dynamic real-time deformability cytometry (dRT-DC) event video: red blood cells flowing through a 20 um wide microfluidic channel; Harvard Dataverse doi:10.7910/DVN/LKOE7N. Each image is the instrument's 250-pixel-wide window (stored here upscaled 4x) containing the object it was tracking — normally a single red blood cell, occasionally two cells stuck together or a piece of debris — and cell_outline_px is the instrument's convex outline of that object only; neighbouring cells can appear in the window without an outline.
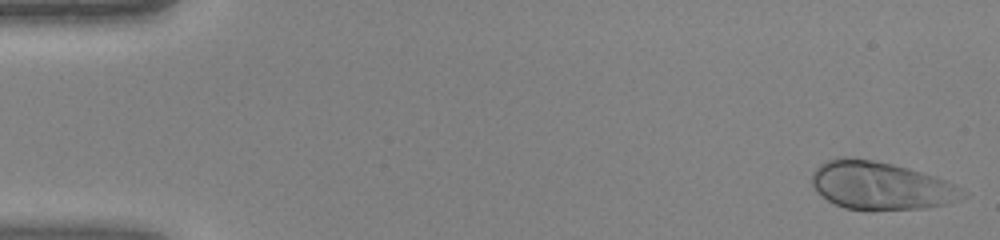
{"species": "human", "species_latin": "Homo sapiens", "temperature_condition": "warm", "stored_images_in_passage": 42, "camera_frame_rate_fps": 3000, "um_per_image_px": 0.085, "donor": {"sex": "female"}, "frame": {"image": 1, "passage_image": 1, "time_ms": 0.0, "image_size_px": [1000, 240], "cell_outline_px": [[968, 196], [960, 200], [928, 208], [872, 212], [868, 212], [844, 208], [828, 200], [816, 192], [812, 184], [812, 172], [824, 160], [836, 156], [848, 156], [872, 160], [892, 164], [908, 168], [936, 176], [968, 192]], "centroid_in_image_um": [74.84, 15.8], "position_along_channel_um": 10.2, "area_um2": 43.18}}
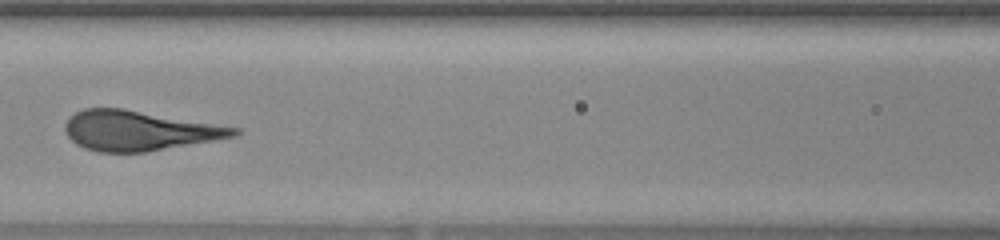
{"frame": {"image": 2, "passage_image": 20, "time_ms": 6.333, "image_size_px": [1000, 240], "cell_outline_px": [[240, 132], [236, 136], [144, 152], [100, 152], [84, 148], [76, 144], [68, 136], [64, 128], [64, 124], [68, 116], [84, 108], [124, 108], [240, 128]], "centroid_in_image_um": [11.77, 11.09], "position_along_channel_um": 154.8, "area_um2": 39.07}}
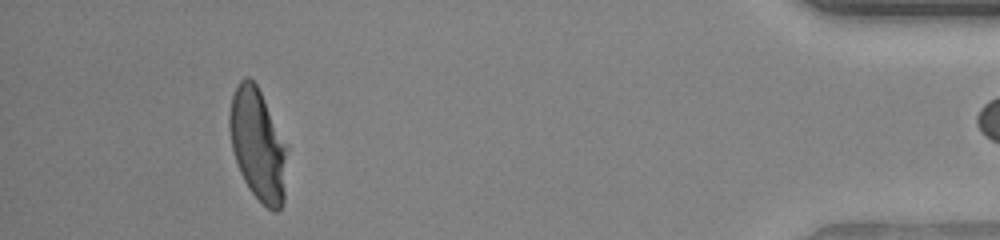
{"frame": {"image": 3, "passage_image": 41, "time_ms": 13.333, "image_size_px": [1000, 240], "cell_outline_px": [[288, 148], [284, 200], [280, 208], [276, 212], [272, 212], [248, 188], [240, 172], [232, 148], [228, 128], [228, 116], [232, 96], [240, 80], [244, 76], [248, 76], [256, 84], [288, 144]], "centroid_in_image_um": [21.93, 12.29], "position_along_channel_um": 413.3, "area_um2": 37.86}}